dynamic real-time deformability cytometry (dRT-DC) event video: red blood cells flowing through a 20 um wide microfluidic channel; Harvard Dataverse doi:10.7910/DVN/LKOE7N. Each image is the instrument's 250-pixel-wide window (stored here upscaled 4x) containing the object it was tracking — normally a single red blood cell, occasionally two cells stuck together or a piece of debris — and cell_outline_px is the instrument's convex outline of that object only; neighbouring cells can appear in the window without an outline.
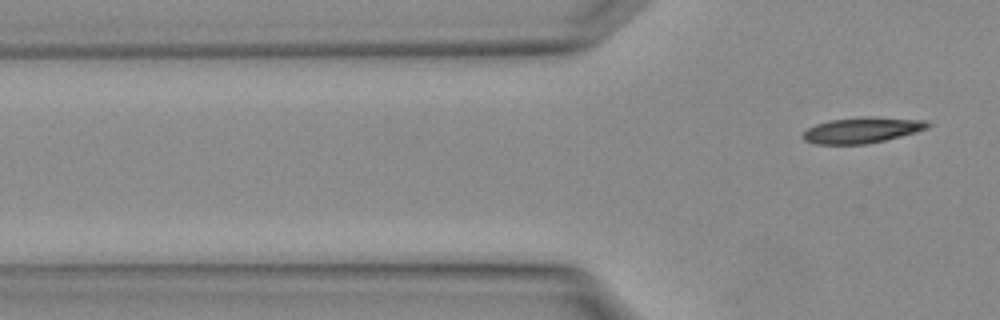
{"species": "Egyptian fruit bat (a non-hibernating species)", "species_latin": "Rousettus aegyptiacus", "temperature_condition": "warm", "stored_images_in_passage": 3, "camera_frame_rate_fps": 3000, "um_per_image_px": 0.085, "animal": {"sex": "female"}, "frame": {"image": 1, "passage_image": 3, "time_ms": 0.667, "image_size_px": [1000, 320], "cell_outline_px": [[932, 124], [928, 128], [916, 132], [868, 144], [816, 144], [804, 140], [800, 136], [808, 128], [816, 124], [832, 120], [864, 116], [872, 116], [928, 120]], "centroid_in_image_um": [73.3, 11.05], "position_along_channel_um": 52.5, "area_um2": 18.9}}